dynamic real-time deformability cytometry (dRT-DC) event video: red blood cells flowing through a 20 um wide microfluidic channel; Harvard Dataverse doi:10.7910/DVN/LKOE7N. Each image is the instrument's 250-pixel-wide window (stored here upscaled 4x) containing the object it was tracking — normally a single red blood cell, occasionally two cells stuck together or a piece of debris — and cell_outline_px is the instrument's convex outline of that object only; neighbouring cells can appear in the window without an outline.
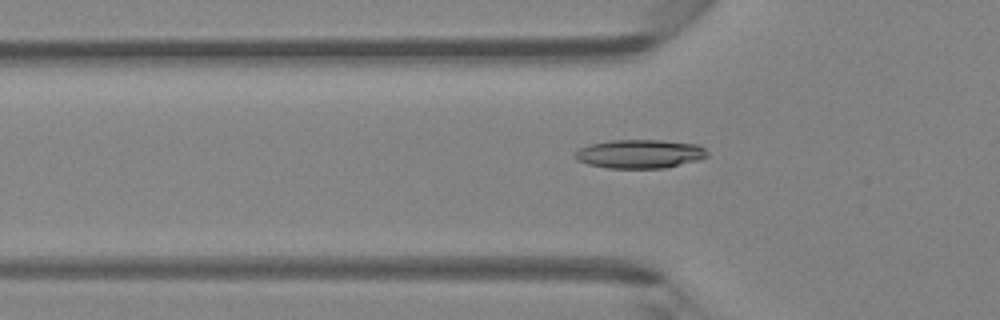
{"species": "Egyptian fruit bat (a non-hibernating species)", "species_latin": "Rousettus aegyptiacus", "temperature_condition": "room temperature", "stored_images_in_passage": 45, "camera_frame_rate_fps": 3000, "um_per_image_px": 0.085, "animal": {"sex": "female"}, "frame": {"image": 1, "passage_image": 14, "time_ms": 4.333, "image_size_px": [1000, 320], "cell_outline_px": [[708, 156], [696, 160], [664, 168], [608, 168], [588, 164], [576, 160], [572, 156], [572, 152], [588, 144], [608, 140], [660, 140], [696, 144], [704, 148], [708, 152]], "centroid_in_image_um": [54.3, 13.07], "position_along_channel_um": 71.5, "area_um2": 22.25}}
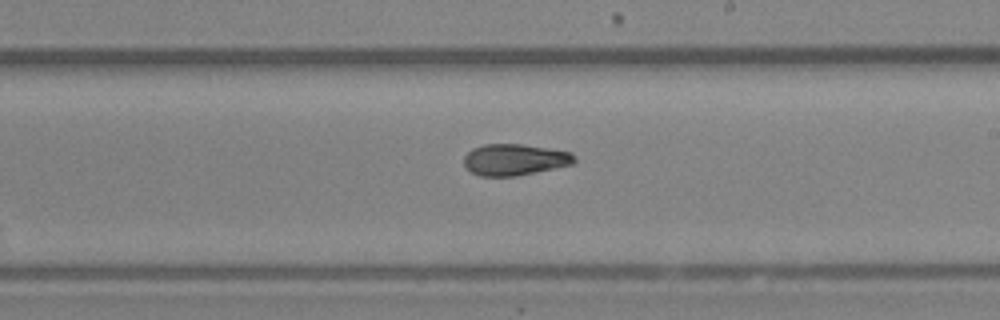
{"frame": {"image": 2, "passage_image": 26, "time_ms": 8.333, "image_size_px": [1000, 320], "cell_outline_px": [[576, 160], [572, 164], [516, 176], [480, 176], [472, 172], [464, 164], [464, 156], [472, 148], [484, 144], [520, 144], [572, 152], [576, 156]], "centroid_in_image_um": [43.74, 13.56], "position_along_channel_um": 245.3, "area_um2": 20.06}}
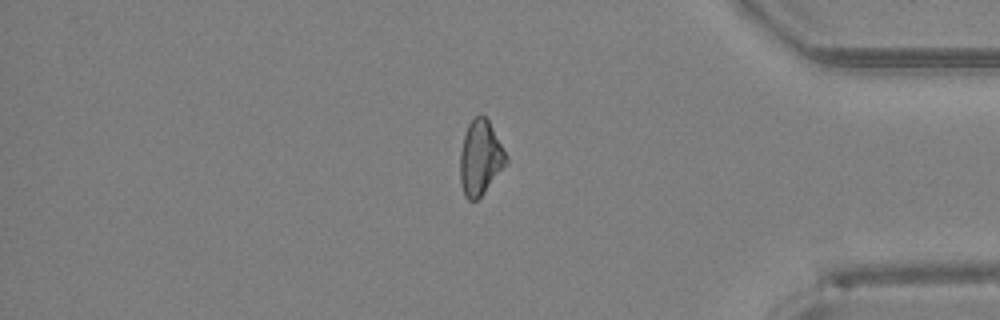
{"frame": {"image": 3, "passage_image": 38, "time_ms": 12.333, "image_size_px": [1000, 320], "cell_outline_px": [[508, 164], [484, 192], [476, 200], [468, 200], [464, 196], [460, 184], [460, 152], [464, 136], [468, 124], [480, 112], [488, 120], [508, 156]], "centroid_in_image_um": [40.83, 13.43], "position_along_channel_um": 394.4, "area_um2": 20.17}, "authors_computed_cell_mechanics": {"area_um2": 20.9236, "velocity_mm_per_s": 4.3531, "shape_relaxation_time_tau1_ms": null, "shape_relaxation_time_tau2_ms": 2.4033, "deformation_change_tau1": null, "deformation_change_tau2": 0.0887}}